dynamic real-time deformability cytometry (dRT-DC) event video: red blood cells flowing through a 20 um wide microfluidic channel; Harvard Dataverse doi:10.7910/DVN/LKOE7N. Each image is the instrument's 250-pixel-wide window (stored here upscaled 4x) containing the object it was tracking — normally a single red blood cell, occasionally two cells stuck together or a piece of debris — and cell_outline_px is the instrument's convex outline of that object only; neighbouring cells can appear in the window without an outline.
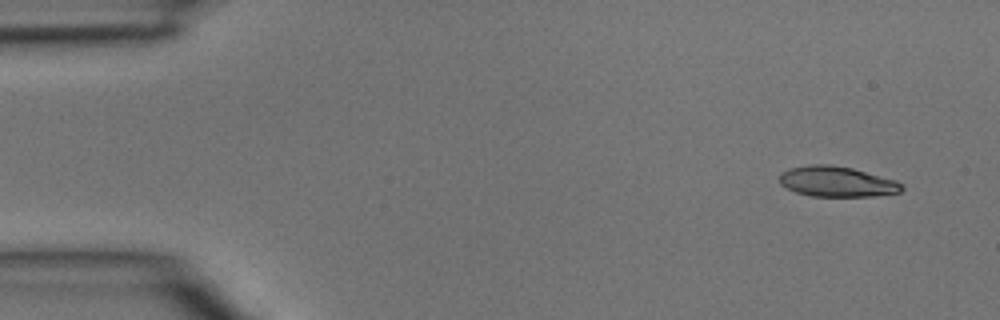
{"species": "common noctule bat (a hibernating species)", "species_latin": "Nyctalus noctula", "temperature_condition": "room temperature", "stored_images_in_passage": 43, "camera_frame_rate_fps": 3000, "um_per_image_px": 0.085, "animal": {"sex": "male", "body_mass_g": 15.6}, "frame": {"image": 1, "passage_image": 2, "time_ms": 0.333, "image_size_px": [1000, 320], "cell_outline_px": [[904, 188], [900, 192], [872, 196], [812, 196], [796, 192], [780, 184], [780, 172], [788, 168], [812, 164], [828, 164], [852, 168], [896, 180], [904, 184]], "centroid_in_image_um": [71.14, 15.43], "position_along_channel_um": 13.9, "area_um2": 21.68}}
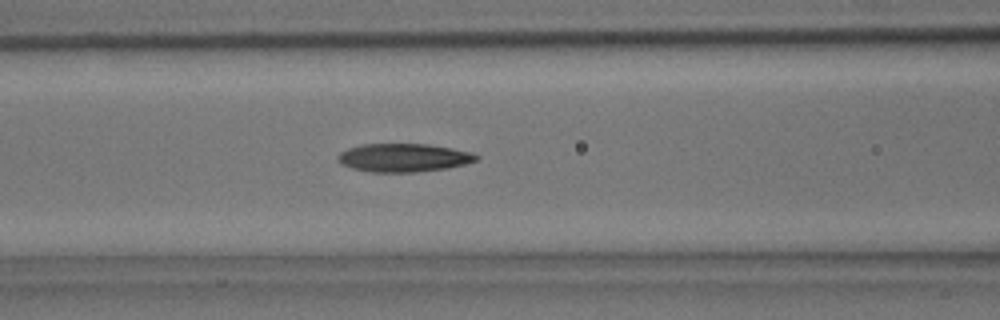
{"frame": {"image": 2, "passage_image": 17, "time_ms": 5.333, "image_size_px": [1000, 320], "cell_outline_px": [[480, 156], [476, 160], [464, 164], [448, 168], [416, 172], [372, 172], [352, 168], [340, 164], [336, 160], [336, 156], [340, 152], [348, 148], [360, 144], [428, 144], [452, 148], [472, 152]], "centroid_in_image_um": [34.27, 13.4], "position_along_channel_um": 132.3, "area_um2": 23.0}}
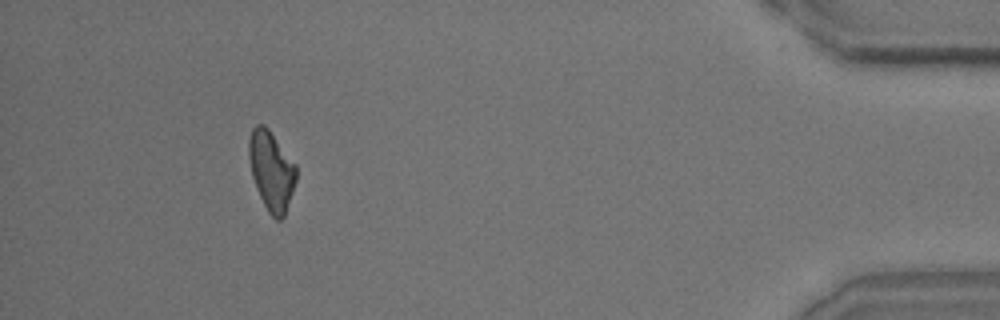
{"frame": {"image": 3, "passage_image": 40, "time_ms": 13.0, "image_size_px": [1000, 320], "cell_outline_px": [[296, 180], [284, 216], [280, 220], [276, 220], [268, 212], [256, 188], [252, 176], [248, 156], [248, 140], [252, 128], [256, 124], [264, 124], [268, 128], [296, 164]], "centroid_in_image_um": [23.05, 14.48], "position_along_channel_um": 412.1, "area_um2": 21.85}}